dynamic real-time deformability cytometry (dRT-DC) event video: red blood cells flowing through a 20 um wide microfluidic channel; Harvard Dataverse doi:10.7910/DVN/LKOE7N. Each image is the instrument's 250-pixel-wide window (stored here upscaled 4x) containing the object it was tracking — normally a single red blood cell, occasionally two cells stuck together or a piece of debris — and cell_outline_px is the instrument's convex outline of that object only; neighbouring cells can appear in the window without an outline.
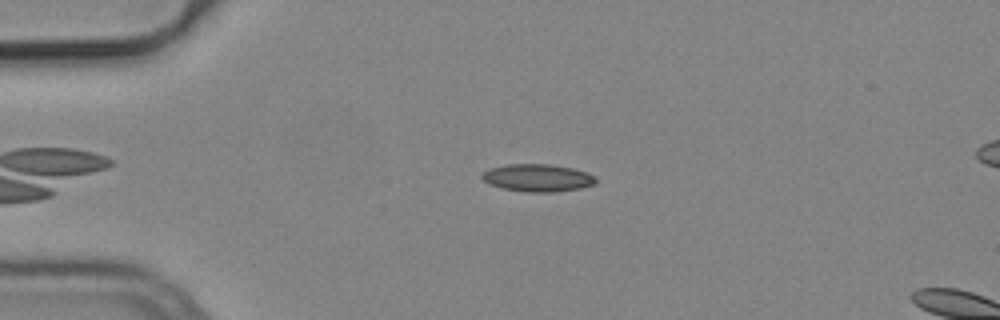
{"species": "common noctule bat (a hibernating species)", "species_latin": "Nyctalus noctula", "temperature_condition": "cold", "stored_images_in_passage": 6, "camera_frame_rate_fps": 3000, "um_per_image_px": 0.085, "animal": {"sex": "male", "body_mass_g": 19.2, "forearm_length_mm": 51.8}, "frame": {"image": 1, "passage_image": 2, "time_ms": 0.333, "image_size_px": [1000, 320], "cell_outline_px": [[596, 184], [580, 188], [556, 192], [524, 192], [500, 188], [488, 184], [480, 176], [484, 172], [492, 168], [508, 164], [548, 164], [572, 168], [588, 172], [596, 176]], "centroid_in_image_um": [45.72, 15.13], "position_along_channel_um": 39.3, "area_um2": 18.38}}